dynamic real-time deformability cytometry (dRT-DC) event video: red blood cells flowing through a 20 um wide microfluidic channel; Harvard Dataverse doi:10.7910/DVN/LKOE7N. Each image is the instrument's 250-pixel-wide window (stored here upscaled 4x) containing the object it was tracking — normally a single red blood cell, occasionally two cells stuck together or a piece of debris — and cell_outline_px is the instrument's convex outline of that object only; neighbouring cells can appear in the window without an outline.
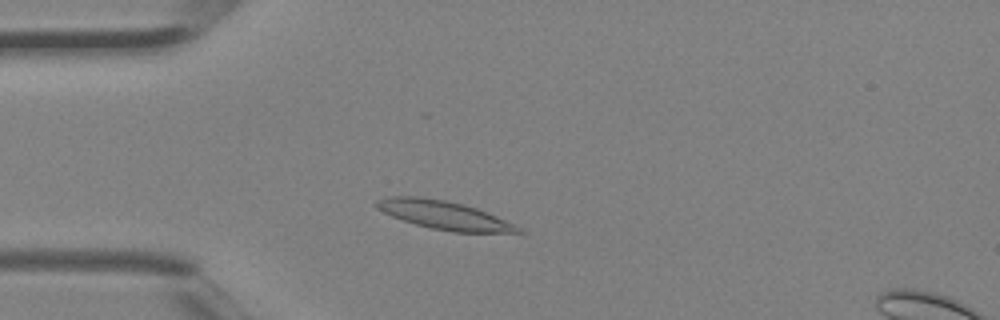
{"species": "Egyptian fruit bat (a non-hibernating species)", "species_latin": "Rousettus aegyptiacus", "temperature_condition": "room temperature", "stored_images_in_passage": 35, "camera_frame_rate_fps": 3000, "um_per_image_px": 0.085, "animal": {"sex": "female"}, "frame": {"image": 1, "passage_image": 6, "time_ms": 1.667, "image_size_px": [1000, 320], "cell_outline_px": [[528, 232], [452, 232], [432, 228], [416, 224], [392, 216], [376, 208], [372, 204], [376, 200], [388, 196], [416, 196], [444, 200], [464, 204], [476, 208], [496, 216]], "centroid_in_image_um": [37.68, 18.27], "position_along_channel_um": 47.3, "area_um2": 23.18}}
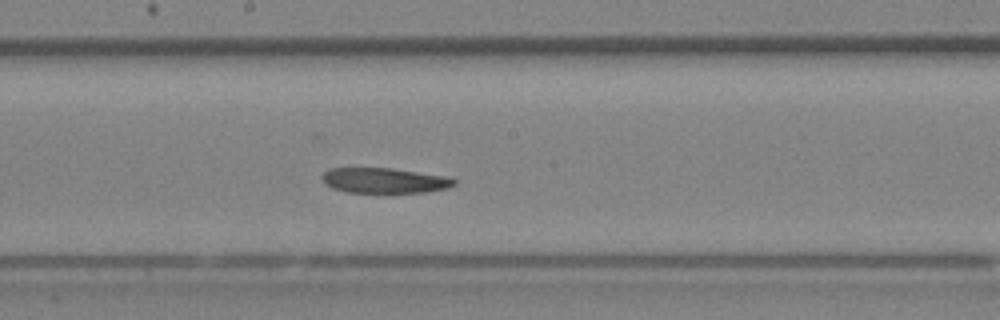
{"frame": {"image": 2, "passage_image": 17, "time_ms": 5.333, "image_size_px": [1000, 320], "cell_outline_px": [[456, 184], [448, 188], [428, 192], [348, 192], [332, 188], [324, 184], [320, 180], [320, 176], [328, 168], [392, 168], [448, 176], [456, 180]], "centroid_in_image_um": [32.66, 15.33], "position_along_channel_um": 215.5, "area_um2": 19.65}}
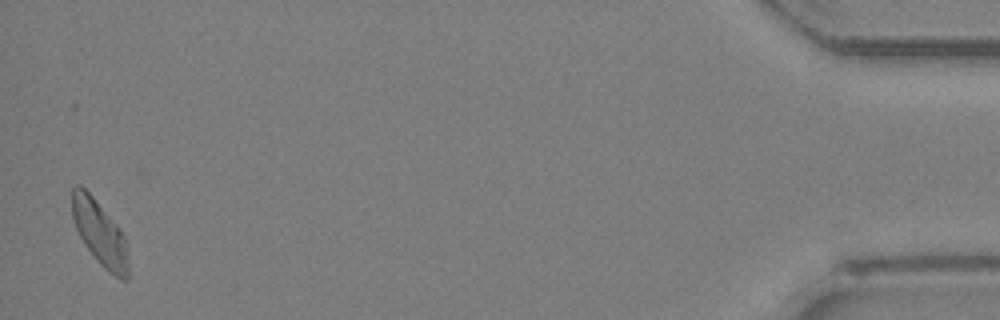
{"frame": {"image": 3, "passage_image": 35, "time_ms": 11.333, "image_size_px": [1000, 320], "cell_outline_px": [[128, 280], [120, 280], [104, 268], [96, 260], [84, 244], [76, 228], [72, 216], [72, 188], [76, 184], [80, 184], [92, 196], [120, 228], [124, 236], [128, 264]], "centroid_in_image_um": [8.47, 19.82], "position_along_channel_um": 426.7, "area_um2": 21.04}}